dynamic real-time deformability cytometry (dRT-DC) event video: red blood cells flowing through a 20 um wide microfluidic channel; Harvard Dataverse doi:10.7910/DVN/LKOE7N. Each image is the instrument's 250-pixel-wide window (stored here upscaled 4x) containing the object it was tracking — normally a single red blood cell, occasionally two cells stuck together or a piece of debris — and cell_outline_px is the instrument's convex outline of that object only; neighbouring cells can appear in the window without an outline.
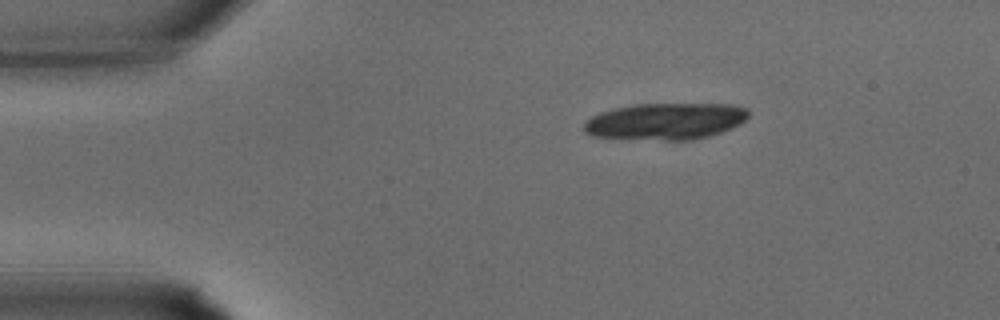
{"species": "common noctule bat (a hibernating species)", "species_latin": "Nyctalus noctula", "temperature_condition": "warm", "stored_images_in_passage": 28, "segment_of_instrument_passage": [1, 2], "camera_frame_rate_fps": 3000, "um_per_image_px": 0.085, "animal": {"sex": "male", "body_mass_g": 15.6}, "frame": {"image": 1, "passage_image": 1, "time_ms": 0.0, "image_size_px": [1000, 320], "cell_outline_px": [[748, 116], [740, 124], [732, 128], [708, 136], [692, 140], [668, 140], [592, 136], [584, 132], [584, 120], [600, 112], [612, 108], [636, 104], [732, 104], [748, 108]], "centroid_in_image_um": [56.56, 10.3], "position_along_channel_um": 28.4, "area_um2": 35.14}}